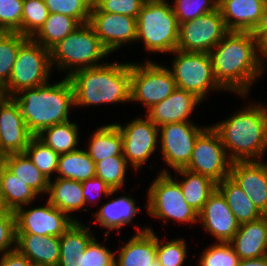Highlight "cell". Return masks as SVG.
I'll return each instance as SVG.
<instances>
[{
	"instance_id": "16",
	"label": "cell",
	"mask_w": 267,
	"mask_h": 266,
	"mask_svg": "<svg viewBox=\"0 0 267 266\" xmlns=\"http://www.w3.org/2000/svg\"><path fill=\"white\" fill-rule=\"evenodd\" d=\"M88 24L109 53L137 40V19L128 15L100 12L92 5Z\"/></svg>"
},
{
	"instance_id": "38",
	"label": "cell",
	"mask_w": 267,
	"mask_h": 266,
	"mask_svg": "<svg viewBox=\"0 0 267 266\" xmlns=\"http://www.w3.org/2000/svg\"><path fill=\"white\" fill-rule=\"evenodd\" d=\"M127 160L124 156H113L95 163L96 177L101 178L111 190H120L124 186Z\"/></svg>"
},
{
	"instance_id": "41",
	"label": "cell",
	"mask_w": 267,
	"mask_h": 266,
	"mask_svg": "<svg viewBox=\"0 0 267 266\" xmlns=\"http://www.w3.org/2000/svg\"><path fill=\"white\" fill-rule=\"evenodd\" d=\"M173 3V11L179 24L218 9V0H174Z\"/></svg>"
},
{
	"instance_id": "23",
	"label": "cell",
	"mask_w": 267,
	"mask_h": 266,
	"mask_svg": "<svg viewBox=\"0 0 267 266\" xmlns=\"http://www.w3.org/2000/svg\"><path fill=\"white\" fill-rule=\"evenodd\" d=\"M135 228L138 233L121 247L115 266H153L157 256V236L149 227Z\"/></svg>"
},
{
	"instance_id": "36",
	"label": "cell",
	"mask_w": 267,
	"mask_h": 266,
	"mask_svg": "<svg viewBox=\"0 0 267 266\" xmlns=\"http://www.w3.org/2000/svg\"><path fill=\"white\" fill-rule=\"evenodd\" d=\"M28 38L18 32L0 31V87L9 82L20 46Z\"/></svg>"
},
{
	"instance_id": "44",
	"label": "cell",
	"mask_w": 267,
	"mask_h": 266,
	"mask_svg": "<svg viewBox=\"0 0 267 266\" xmlns=\"http://www.w3.org/2000/svg\"><path fill=\"white\" fill-rule=\"evenodd\" d=\"M187 252L184 240L174 239L164 243L157 237L156 258L162 266H182Z\"/></svg>"
},
{
	"instance_id": "47",
	"label": "cell",
	"mask_w": 267,
	"mask_h": 266,
	"mask_svg": "<svg viewBox=\"0 0 267 266\" xmlns=\"http://www.w3.org/2000/svg\"><path fill=\"white\" fill-rule=\"evenodd\" d=\"M16 226L14 212L0 213V253L3 255L16 249Z\"/></svg>"
},
{
	"instance_id": "42",
	"label": "cell",
	"mask_w": 267,
	"mask_h": 266,
	"mask_svg": "<svg viewBox=\"0 0 267 266\" xmlns=\"http://www.w3.org/2000/svg\"><path fill=\"white\" fill-rule=\"evenodd\" d=\"M239 261L230 243H216L211 245L199 261V266H237Z\"/></svg>"
},
{
	"instance_id": "14",
	"label": "cell",
	"mask_w": 267,
	"mask_h": 266,
	"mask_svg": "<svg viewBox=\"0 0 267 266\" xmlns=\"http://www.w3.org/2000/svg\"><path fill=\"white\" fill-rule=\"evenodd\" d=\"M161 152L166 164L174 170L185 168L191 158L195 141L205 129L192 122L169 123L158 127Z\"/></svg>"
},
{
	"instance_id": "1",
	"label": "cell",
	"mask_w": 267,
	"mask_h": 266,
	"mask_svg": "<svg viewBox=\"0 0 267 266\" xmlns=\"http://www.w3.org/2000/svg\"><path fill=\"white\" fill-rule=\"evenodd\" d=\"M209 55L218 84L241 96H246L250 85L264 72V58L252 32L229 31Z\"/></svg>"
},
{
	"instance_id": "26",
	"label": "cell",
	"mask_w": 267,
	"mask_h": 266,
	"mask_svg": "<svg viewBox=\"0 0 267 266\" xmlns=\"http://www.w3.org/2000/svg\"><path fill=\"white\" fill-rule=\"evenodd\" d=\"M217 189L224 196L239 224L255 221L264 216L230 176L217 183Z\"/></svg>"
},
{
	"instance_id": "50",
	"label": "cell",
	"mask_w": 267,
	"mask_h": 266,
	"mask_svg": "<svg viewBox=\"0 0 267 266\" xmlns=\"http://www.w3.org/2000/svg\"><path fill=\"white\" fill-rule=\"evenodd\" d=\"M252 33L256 38L257 50L260 56L267 58V29H254Z\"/></svg>"
},
{
	"instance_id": "22",
	"label": "cell",
	"mask_w": 267,
	"mask_h": 266,
	"mask_svg": "<svg viewBox=\"0 0 267 266\" xmlns=\"http://www.w3.org/2000/svg\"><path fill=\"white\" fill-rule=\"evenodd\" d=\"M239 260L267 256V216L239 225V230L229 242Z\"/></svg>"
},
{
	"instance_id": "45",
	"label": "cell",
	"mask_w": 267,
	"mask_h": 266,
	"mask_svg": "<svg viewBox=\"0 0 267 266\" xmlns=\"http://www.w3.org/2000/svg\"><path fill=\"white\" fill-rule=\"evenodd\" d=\"M24 0H0V31L21 34Z\"/></svg>"
},
{
	"instance_id": "6",
	"label": "cell",
	"mask_w": 267,
	"mask_h": 266,
	"mask_svg": "<svg viewBox=\"0 0 267 266\" xmlns=\"http://www.w3.org/2000/svg\"><path fill=\"white\" fill-rule=\"evenodd\" d=\"M108 54L88 23L81 24L50 49L51 64L60 70L70 69L66 77L79 69L103 65L96 62Z\"/></svg>"
},
{
	"instance_id": "10",
	"label": "cell",
	"mask_w": 267,
	"mask_h": 266,
	"mask_svg": "<svg viewBox=\"0 0 267 266\" xmlns=\"http://www.w3.org/2000/svg\"><path fill=\"white\" fill-rule=\"evenodd\" d=\"M176 89L170 69L151 61L131 63L130 101H140L147 110L169 97Z\"/></svg>"
},
{
	"instance_id": "58",
	"label": "cell",
	"mask_w": 267,
	"mask_h": 266,
	"mask_svg": "<svg viewBox=\"0 0 267 266\" xmlns=\"http://www.w3.org/2000/svg\"><path fill=\"white\" fill-rule=\"evenodd\" d=\"M4 155L2 154V152L0 151V163H2L3 162V159H4Z\"/></svg>"
},
{
	"instance_id": "24",
	"label": "cell",
	"mask_w": 267,
	"mask_h": 266,
	"mask_svg": "<svg viewBox=\"0 0 267 266\" xmlns=\"http://www.w3.org/2000/svg\"><path fill=\"white\" fill-rule=\"evenodd\" d=\"M15 246L32 263L58 265L60 258V237L16 234Z\"/></svg>"
},
{
	"instance_id": "40",
	"label": "cell",
	"mask_w": 267,
	"mask_h": 266,
	"mask_svg": "<svg viewBox=\"0 0 267 266\" xmlns=\"http://www.w3.org/2000/svg\"><path fill=\"white\" fill-rule=\"evenodd\" d=\"M49 13L75 18L80 24L89 21L93 0H44Z\"/></svg>"
},
{
	"instance_id": "27",
	"label": "cell",
	"mask_w": 267,
	"mask_h": 266,
	"mask_svg": "<svg viewBox=\"0 0 267 266\" xmlns=\"http://www.w3.org/2000/svg\"><path fill=\"white\" fill-rule=\"evenodd\" d=\"M135 203L132 197L121 196L101 206L94 214V218L101 226L108 229L106 236L111 229L118 231L119 228L132 222L134 216L140 211V207L137 208Z\"/></svg>"
},
{
	"instance_id": "28",
	"label": "cell",
	"mask_w": 267,
	"mask_h": 266,
	"mask_svg": "<svg viewBox=\"0 0 267 266\" xmlns=\"http://www.w3.org/2000/svg\"><path fill=\"white\" fill-rule=\"evenodd\" d=\"M90 227L74 221L60 236V258L57 266H75V259L86 251L89 243L95 238Z\"/></svg>"
},
{
	"instance_id": "52",
	"label": "cell",
	"mask_w": 267,
	"mask_h": 266,
	"mask_svg": "<svg viewBox=\"0 0 267 266\" xmlns=\"http://www.w3.org/2000/svg\"><path fill=\"white\" fill-rule=\"evenodd\" d=\"M255 29H267V4L263 9L260 22L255 27Z\"/></svg>"
},
{
	"instance_id": "37",
	"label": "cell",
	"mask_w": 267,
	"mask_h": 266,
	"mask_svg": "<svg viewBox=\"0 0 267 266\" xmlns=\"http://www.w3.org/2000/svg\"><path fill=\"white\" fill-rule=\"evenodd\" d=\"M32 163L49 180L52 173L58 170L59 154L51 147L46 146L37 137H33L24 151Z\"/></svg>"
},
{
	"instance_id": "32",
	"label": "cell",
	"mask_w": 267,
	"mask_h": 266,
	"mask_svg": "<svg viewBox=\"0 0 267 266\" xmlns=\"http://www.w3.org/2000/svg\"><path fill=\"white\" fill-rule=\"evenodd\" d=\"M57 173V178L83 182L96 176V166L86 150L78 149L59 156Z\"/></svg>"
},
{
	"instance_id": "11",
	"label": "cell",
	"mask_w": 267,
	"mask_h": 266,
	"mask_svg": "<svg viewBox=\"0 0 267 266\" xmlns=\"http://www.w3.org/2000/svg\"><path fill=\"white\" fill-rule=\"evenodd\" d=\"M228 154L217 131L212 126H206L195 141L190 161L185 169L219 183L230 175L232 161Z\"/></svg>"
},
{
	"instance_id": "12",
	"label": "cell",
	"mask_w": 267,
	"mask_h": 266,
	"mask_svg": "<svg viewBox=\"0 0 267 266\" xmlns=\"http://www.w3.org/2000/svg\"><path fill=\"white\" fill-rule=\"evenodd\" d=\"M219 9L179 24L177 49L209 53L228 33Z\"/></svg>"
},
{
	"instance_id": "8",
	"label": "cell",
	"mask_w": 267,
	"mask_h": 266,
	"mask_svg": "<svg viewBox=\"0 0 267 266\" xmlns=\"http://www.w3.org/2000/svg\"><path fill=\"white\" fill-rule=\"evenodd\" d=\"M172 178L165 169L153 181L147 195V211L166 222L171 218L182 223L198 222V212L187 204L179 183Z\"/></svg>"
},
{
	"instance_id": "25",
	"label": "cell",
	"mask_w": 267,
	"mask_h": 266,
	"mask_svg": "<svg viewBox=\"0 0 267 266\" xmlns=\"http://www.w3.org/2000/svg\"><path fill=\"white\" fill-rule=\"evenodd\" d=\"M48 201L66 213L80 210L85 205L83 188L81 182L72 179L56 178L55 181H49Z\"/></svg>"
},
{
	"instance_id": "4",
	"label": "cell",
	"mask_w": 267,
	"mask_h": 266,
	"mask_svg": "<svg viewBox=\"0 0 267 266\" xmlns=\"http://www.w3.org/2000/svg\"><path fill=\"white\" fill-rule=\"evenodd\" d=\"M219 134L229 159L258 161L267 148V115L264 105L253 104L227 120L212 125Z\"/></svg>"
},
{
	"instance_id": "39",
	"label": "cell",
	"mask_w": 267,
	"mask_h": 266,
	"mask_svg": "<svg viewBox=\"0 0 267 266\" xmlns=\"http://www.w3.org/2000/svg\"><path fill=\"white\" fill-rule=\"evenodd\" d=\"M44 0H24L21 16V35L32 38L48 18Z\"/></svg>"
},
{
	"instance_id": "13",
	"label": "cell",
	"mask_w": 267,
	"mask_h": 266,
	"mask_svg": "<svg viewBox=\"0 0 267 266\" xmlns=\"http://www.w3.org/2000/svg\"><path fill=\"white\" fill-rule=\"evenodd\" d=\"M16 234H36L60 237L77 221L53 206L48 200L45 206L14 211Z\"/></svg>"
},
{
	"instance_id": "48",
	"label": "cell",
	"mask_w": 267,
	"mask_h": 266,
	"mask_svg": "<svg viewBox=\"0 0 267 266\" xmlns=\"http://www.w3.org/2000/svg\"><path fill=\"white\" fill-rule=\"evenodd\" d=\"M82 188H83V195L85 199V205L88 204L89 201H91V195L94 193H98L96 196L100 197L102 194H105L106 196H111L114 193H117L119 190H111L108 185L98 177H93L88 180H85L81 182ZM92 192V194H90ZM94 195V196H95ZM93 198V197H92ZM94 199V198H93Z\"/></svg>"
},
{
	"instance_id": "29",
	"label": "cell",
	"mask_w": 267,
	"mask_h": 266,
	"mask_svg": "<svg viewBox=\"0 0 267 266\" xmlns=\"http://www.w3.org/2000/svg\"><path fill=\"white\" fill-rule=\"evenodd\" d=\"M175 171L185 177V180L178 181L184 200L199 213L210 195L217 189V183L209 177L194 173L185 168Z\"/></svg>"
},
{
	"instance_id": "3",
	"label": "cell",
	"mask_w": 267,
	"mask_h": 266,
	"mask_svg": "<svg viewBox=\"0 0 267 266\" xmlns=\"http://www.w3.org/2000/svg\"><path fill=\"white\" fill-rule=\"evenodd\" d=\"M75 106L130 102L131 63H106L79 69L68 76Z\"/></svg>"
},
{
	"instance_id": "15",
	"label": "cell",
	"mask_w": 267,
	"mask_h": 266,
	"mask_svg": "<svg viewBox=\"0 0 267 266\" xmlns=\"http://www.w3.org/2000/svg\"><path fill=\"white\" fill-rule=\"evenodd\" d=\"M122 135L123 156L128 164L139 169L156 150L159 129L147 117L136 118L125 126L115 123Z\"/></svg>"
},
{
	"instance_id": "56",
	"label": "cell",
	"mask_w": 267,
	"mask_h": 266,
	"mask_svg": "<svg viewBox=\"0 0 267 266\" xmlns=\"http://www.w3.org/2000/svg\"><path fill=\"white\" fill-rule=\"evenodd\" d=\"M153 266H162L159 261L157 260V258L153 261Z\"/></svg>"
},
{
	"instance_id": "31",
	"label": "cell",
	"mask_w": 267,
	"mask_h": 266,
	"mask_svg": "<svg viewBox=\"0 0 267 266\" xmlns=\"http://www.w3.org/2000/svg\"><path fill=\"white\" fill-rule=\"evenodd\" d=\"M2 163L38 195L48 192L49 180L32 163L25 152L6 155Z\"/></svg>"
},
{
	"instance_id": "43",
	"label": "cell",
	"mask_w": 267,
	"mask_h": 266,
	"mask_svg": "<svg viewBox=\"0 0 267 266\" xmlns=\"http://www.w3.org/2000/svg\"><path fill=\"white\" fill-rule=\"evenodd\" d=\"M106 246H102L94 238L84 253H80L75 259V266H115L116 254Z\"/></svg>"
},
{
	"instance_id": "20",
	"label": "cell",
	"mask_w": 267,
	"mask_h": 266,
	"mask_svg": "<svg viewBox=\"0 0 267 266\" xmlns=\"http://www.w3.org/2000/svg\"><path fill=\"white\" fill-rule=\"evenodd\" d=\"M201 101L193 93L176 88L169 97L149 108L146 117L158 127L169 123L191 122L188 117Z\"/></svg>"
},
{
	"instance_id": "46",
	"label": "cell",
	"mask_w": 267,
	"mask_h": 266,
	"mask_svg": "<svg viewBox=\"0 0 267 266\" xmlns=\"http://www.w3.org/2000/svg\"><path fill=\"white\" fill-rule=\"evenodd\" d=\"M143 4L142 0H93V6L100 12L123 14L136 19Z\"/></svg>"
},
{
	"instance_id": "54",
	"label": "cell",
	"mask_w": 267,
	"mask_h": 266,
	"mask_svg": "<svg viewBox=\"0 0 267 266\" xmlns=\"http://www.w3.org/2000/svg\"><path fill=\"white\" fill-rule=\"evenodd\" d=\"M31 266H54V265H51V264H43V263H32L31 262Z\"/></svg>"
},
{
	"instance_id": "5",
	"label": "cell",
	"mask_w": 267,
	"mask_h": 266,
	"mask_svg": "<svg viewBox=\"0 0 267 266\" xmlns=\"http://www.w3.org/2000/svg\"><path fill=\"white\" fill-rule=\"evenodd\" d=\"M179 23L166 0L144 3L137 16V41L147 51L170 53L177 49Z\"/></svg>"
},
{
	"instance_id": "34",
	"label": "cell",
	"mask_w": 267,
	"mask_h": 266,
	"mask_svg": "<svg viewBox=\"0 0 267 266\" xmlns=\"http://www.w3.org/2000/svg\"><path fill=\"white\" fill-rule=\"evenodd\" d=\"M80 25L81 24L73 17L49 13L48 18L32 39L41 44L44 48L50 50Z\"/></svg>"
},
{
	"instance_id": "17",
	"label": "cell",
	"mask_w": 267,
	"mask_h": 266,
	"mask_svg": "<svg viewBox=\"0 0 267 266\" xmlns=\"http://www.w3.org/2000/svg\"><path fill=\"white\" fill-rule=\"evenodd\" d=\"M34 136L29 132L19 105L12 97L0 100V151L4 156L23 153Z\"/></svg>"
},
{
	"instance_id": "35",
	"label": "cell",
	"mask_w": 267,
	"mask_h": 266,
	"mask_svg": "<svg viewBox=\"0 0 267 266\" xmlns=\"http://www.w3.org/2000/svg\"><path fill=\"white\" fill-rule=\"evenodd\" d=\"M36 137L59 155L78 150V126L71 121L47 127Z\"/></svg>"
},
{
	"instance_id": "7",
	"label": "cell",
	"mask_w": 267,
	"mask_h": 266,
	"mask_svg": "<svg viewBox=\"0 0 267 266\" xmlns=\"http://www.w3.org/2000/svg\"><path fill=\"white\" fill-rule=\"evenodd\" d=\"M51 66L50 50L28 38L18 50L9 82L3 88L4 96L46 84Z\"/></svg>"
},
{
	"instance_id": "53",
	"label": "cell",
	"mask_w": 267,
	"mask_h": 266,
	"mask_svg": "<svg viewBox=\"0 0 267 266\" xmlns=\"http://www.w3.org/2000/svg\"><path fill=\"white\" fill-rule=\"evenodd\" d=\"M2 212H14V211H11V210L7 207V204H6V202H5V199H4L2 190H1V185H0V213H2Z\"/></svg>"
},
{
	"instance_id": "21",
	"label": "cell",
	"mask_w": 267,
	"mask_h": 266,
	"mask_svg": "<svg viewBox=\"0 0 267 266\" xmlns=\"http://www.w3.org/2000/svg\"><path fill=\"white\" fill-rule=\"evenodd\" d=\"M267 0H218V9L228 31L253 32Z\"/></svg>"
},
{
	"instance_id": "51",
	"label": "cell",
	"mask_w": 267,
	"mask_h": 266,
	"mask_svg": "<svg viewBox=\"0 0 267 266\" xmlns=\"http://www.w3.org/2000/svg\"><path fill=\"white\" fill-rule=\"evenodd\" d=\"M237 266H267V256L257 259L239 260Z\"/></svg>"
},
{
	"instance_id": "33",
	"label": "cell",
	"mask_w": 267,
	"mask_h": 266,
	"mask_svg": "<svg viewBox=\"0 0 267 266\" xmlns=\"http://www.w3.org/2000/svg\"><path fill=\"white\" fill-rule=\"evenodd\" d=\"M1 190L11 211H15L23 205L28 206L38 194L21 179L17 178L3 163H0Z\"/></svg>"
},
{
	"instance_id": "55",
	"label": "cell",
	"mask_w": 267,
	"mask_h": 266,
	"mask_svg": "<svg viewBox=\"0 0 267 266\" xmlns=\"http://www.w3.org/2000/svg\"><path fill=\"white\" fill-rule=\"evenodd\" d=\"M144 3H152V2H159L162 0H142Z\"/></svg>"
},
{
	"instance_id": "19",
	"label": "cell",
	"mask_w": 267,
	"mask_h": 266,
	"mask_svg": "<svg viewBox=\"0 0 267 266\" xmlns=\"http://www.w3.org/2000/svg\"><path fill=\"white\" fill-rule=\"evenodd\" d=\"M198 221L219 242L229 243L239 230V223L224 196L216 189L198 213Z\"/></svg>"
},
{
	"instance_id": "9",
	"label": "cell",
	"mask_w": 267,
	"mask_h": 266,
	"mask_svg": "<svg viewBox=\"0 0 267 266\" xmlns=\"http://www.w3.org/2000/svg\"><path fill=\"white\" fill-rule=\"evenodd\" d=\"M172 69L176 88L191 92L202 101L208 90L223 88L214 77L209 53L184 52L176 49Z\"/></svg>"
},
{
	"instance_id": "49",
	"label": "cell",
	"mask_w": 267,
	"mask_h": 266,
	"mask_svg": "<svg viewBox=\"0 0 267 266\" xmlns=\"http://www.w3.org/2000/svg\"><path fill=\"white\" fill-rule=\"evenodd\" d=\"M0 266H31V261L15 249L1 256Z\"/></svg>"
},
{
	"instance_id": "18",
	"label": "cell",
	"mask_w": 267,
	"mask_h": 266,
	"mask_svg": "<svg viewBox=\"0 0 267 266\" xmlns=\"http://www.w3.org/2000/svg\"><path fill=\"white\" fill-rule=\"evenodd\" d=\"M229 176L255 207L267 215V164L260 160L232 162Z\"/></svg>"
},
{
	"instance_id": "57",
	"label": "cell",
	"mask_w": 267,
	"mask_h": 266,
	"mask_svg": "<svg viewBox=\"0 0 267 266\" xmlns=\"http://www.w3.org/2000/svg\"><path fill=\"white\" fill-rule=\"evenodd\" d=\"M4 97L3 89L0 87V100Z\"/></svg>"
},
{
	"instance_id": "30",
	"label": "cell",
	"mask_w": 267,
	"mask_h": 266,
	"mask_svg": "<svg viewBox=\"0 0 267 266\" xmlns=\"http://www.w3.org/2000/svg\"><path fill=\"white\" fill-rule=\"evenodd\" d=\"M97 129L86 151L90 158L96 163L108 157L123 156L122 135L116 124L103 125Z\"/></svg>"
},
{
	"instance_id": "2",
	"label": "cell",
	"mask_w": 267,
	"mask_h": 266,
	"mask_svg": "<svg viewBox=\"0 0 267 266\" xmlns=\"http://www.w3.org/2000/svg\"><path fill=\"white\" fill-rule=\"evenodd\" d=\"M12 98L19 105L27 128L34 137L47 127L70 121L69 107L75 106L74 89L68 77L53 85L46 83L21 90Z\"/></svg>"
}]
</instances>
